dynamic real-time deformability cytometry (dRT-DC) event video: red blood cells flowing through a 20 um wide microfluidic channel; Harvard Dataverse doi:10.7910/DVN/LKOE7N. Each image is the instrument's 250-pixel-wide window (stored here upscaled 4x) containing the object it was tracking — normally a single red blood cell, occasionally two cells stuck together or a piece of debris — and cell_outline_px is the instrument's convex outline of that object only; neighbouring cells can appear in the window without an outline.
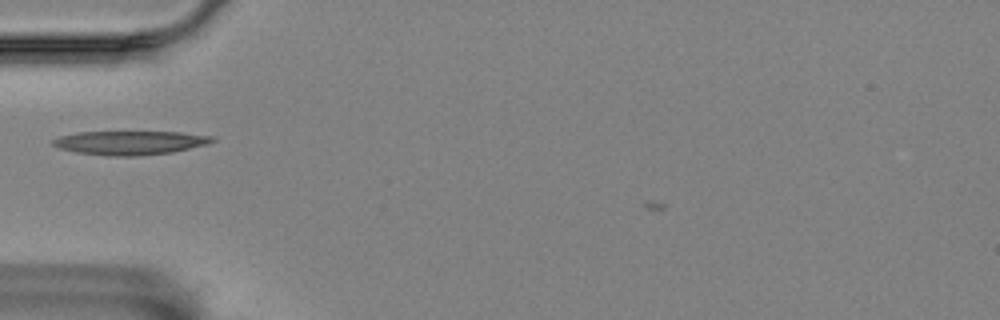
{"species": "Egyptian fruit bat (a non-hibernating species)", "species_latin": "Rousettus aegyptiacus", "temperature_condition": "room temperature", "stored_images_in_passage": 5, "camera_frame_rate_fps": 3000, "um_per_image_px": 0.085, "animal": {"sex": "female"}, "frame": {"image": 1, "passage_image": 1, "time_ms": 0.0, "image_size_px": [1000, 320], "cell_outline_px": [[216, 140], [208, 144], [172, 152], [136, 156], [108, 156], [76, 152], [56, 148], [52, 144], [52, 140], [60, 136], [80, 132], [180, 132], [216, 136]], "centroid_in_image_um": [11.07, 12.13], "position_along_channel_um": 73.9, "area_um2": 22.25}}
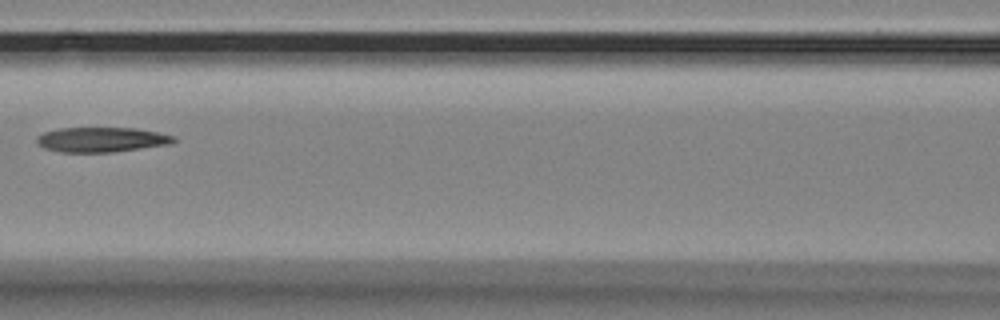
{"frame": {"image": 2, "passage_image": 3, "time_ms": 0.667, "image_size_px": [1000, 320], "cell_outline_px": [[176, 140], [172, 144], [112, 152], [60, 152], [44, 148], [36, 144], [36, 136], [44, 132], [56, 128], [136, 128], [176, 136]], "centroid_in_image_um": [8.6, 11.87], "position_along_channel_um": 158.0, "area_um2": 20.0}}
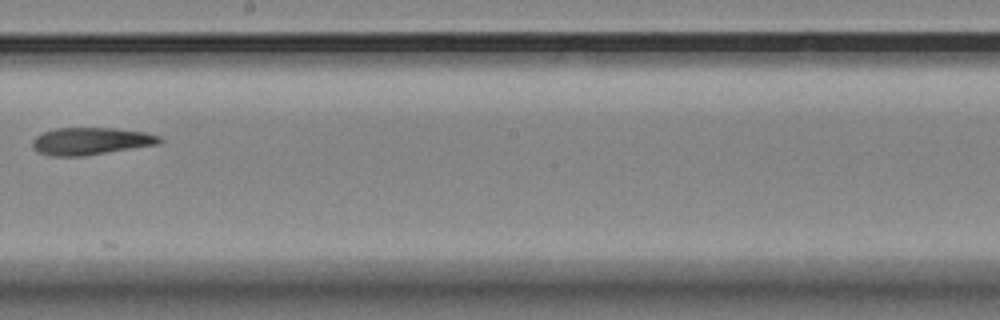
{"frame": {"image": 3, "passage_image": 5, "time_ms": 1.333, "image_size_px": [1000, 320], "cell_outline_px": [[164, 140], [160, 144], [84, 156], [52, 156], [36, 152], [32, 148], [32, 140], [36, 136], [44, 132], [56, 128], [112, 128], [144, 132], [160, 136]], "centroid_in_image_um": [7.71, 12.0], "position_along_channel_um": 240.5, "area_um2": 20.35}}